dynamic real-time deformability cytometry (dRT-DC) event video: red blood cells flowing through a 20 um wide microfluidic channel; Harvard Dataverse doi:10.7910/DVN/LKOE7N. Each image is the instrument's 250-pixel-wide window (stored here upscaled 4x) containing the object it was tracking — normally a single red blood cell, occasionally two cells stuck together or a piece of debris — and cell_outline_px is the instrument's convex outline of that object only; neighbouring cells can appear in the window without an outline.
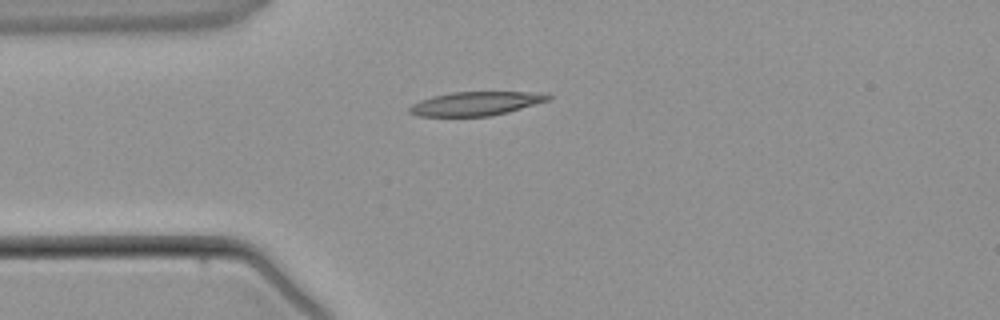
{"species": "common noctule bat (a hibernating species)", "species_latin": "Nyctalus noctula", "temperature_condition": "warm", "stored_images_in_passage": 2, "camera_frame_rate_fps": 3000, "um_per_image_px": 0.085, "animal": {"sex": "male", "body_mass_g": 21.5, "forearm_length_mm": 52.0}, "frame": {"image": 1, "passage_image": 2, "time_ms": 2.0, "image_size_px": [1000, 320], "cell_outline_px": [[552, 96], [548, 100], [508, 112], [488, 116], [416, 116], [408, 112], [408, 108], [412, 104], [420, 100], [432, 96], [452, 92], [548, 92]], "centroid_in_image_um": [40.43, 8.8], "position_along_channel_um": 44.6, "area_um2": 19.31}}